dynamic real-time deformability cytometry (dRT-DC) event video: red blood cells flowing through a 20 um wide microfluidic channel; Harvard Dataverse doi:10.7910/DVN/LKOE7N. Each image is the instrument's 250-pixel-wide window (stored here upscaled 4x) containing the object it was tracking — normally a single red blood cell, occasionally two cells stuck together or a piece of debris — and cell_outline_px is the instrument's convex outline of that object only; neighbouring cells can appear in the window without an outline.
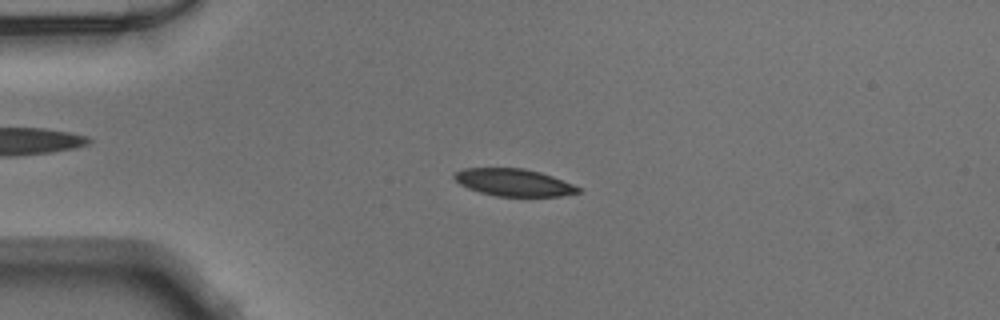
{"species": "Egyptian fruit bat (a non-hibernating species)", "species_latin": "Rousettus aegyptiacus", "temperature_condition": "warm", "stored_images_in_passage": 50, "camera_frame_rate_fps": 3000, "um_per_image_px": 0.085, "animal": {"sex": "male"}, "frame": {"image": 1, "passage_image": 12, "time_ms": 3.667, "image_size_px": [1000, 320], "cell_outline_px": [[580, 192], [560, 196], [496, 196], [480, 192], [468, 188], [460, 184], [452, 176], [456, 172], [464, 168], [524, 168], [540, 172], [552, 176], [572, 184], [580, 188]], "centroid_in_image_um": [43.65, 15.5], "position_along_channel_um": 41.4, "area_um2": 19.54}}
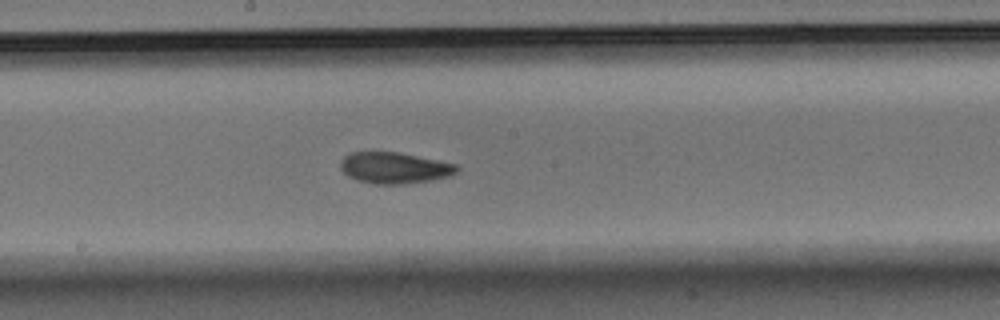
{"frame": {"image": 2, "passage_image": 27, "time_ms": 8.667, "image_size_px": [1000, 320], "cell_outline_px": [[460, 168], [452, 176], [432, 180], [404, 184], [376, 184], [356, 180], [348, 176], [340, 168], [340, 160], [344, 156], [352, 152], [400, 152], [456, 164]], "centroid_in_image_um": [33.53, 14.27], "position_along_channel_um": 214.7, "area_um2": 21.33}}
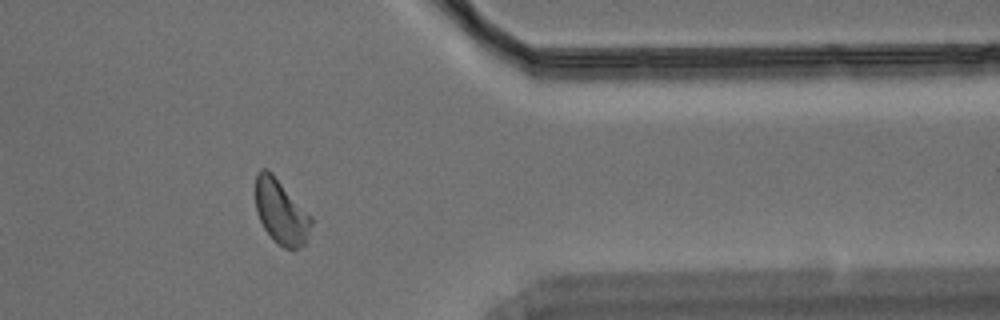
{"frame": {"image": 3, "passage_image": 41, "time_ms": 13.333, "image_size_px": [1000, 320], "cell_outline_px": [[312, 224], [304, 244], [296, 248], [284, 248], [264, 228], [256, 212], [256, 172], [260, 168], [268, 168], [272, 172], [312, 216]], "centroid_in_image_um": [23.88, 17.94], "position_along_channel_um": 387.5, "area_um2": 20.75}}